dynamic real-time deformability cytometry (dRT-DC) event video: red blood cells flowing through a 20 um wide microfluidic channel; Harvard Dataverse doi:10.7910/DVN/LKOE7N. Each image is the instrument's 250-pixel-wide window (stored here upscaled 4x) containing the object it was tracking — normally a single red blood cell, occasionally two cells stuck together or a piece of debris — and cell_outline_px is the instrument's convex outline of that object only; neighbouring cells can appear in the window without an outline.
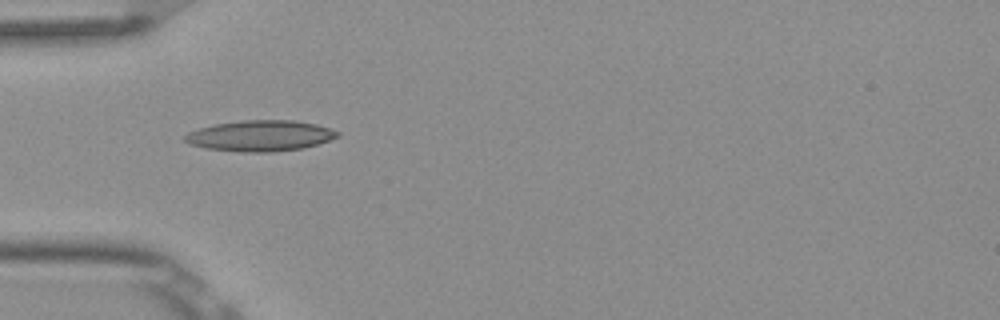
{"species": "Egyptian fruit bat (a non-hibernating species)", "species_latin": "Rousettus aegyptiacus", "temperature_condition": "room temperature", "stored_images_in_passage": 1, "camera_frame_rate_fps": 3000, "um_per_image_px": 0.085, "frame": {"image": 1, "passage_image": 1, "time_ms": 0.0, "image_size_px": [1000, 320], "cell_outline_px": [[340, 136], [304, 148], [272, 152], [240, 152], [208, 148], [188, 144], [184, 140], [184, 136], [188, 132], [200, 128], [216, 124], [240, 120], [296, 120], [316, 124], [340, 132]], "centroid_in_image_um": [22.12, 11.54], "position_along_channel_um": 62.9, "area_um2": 27.4}}